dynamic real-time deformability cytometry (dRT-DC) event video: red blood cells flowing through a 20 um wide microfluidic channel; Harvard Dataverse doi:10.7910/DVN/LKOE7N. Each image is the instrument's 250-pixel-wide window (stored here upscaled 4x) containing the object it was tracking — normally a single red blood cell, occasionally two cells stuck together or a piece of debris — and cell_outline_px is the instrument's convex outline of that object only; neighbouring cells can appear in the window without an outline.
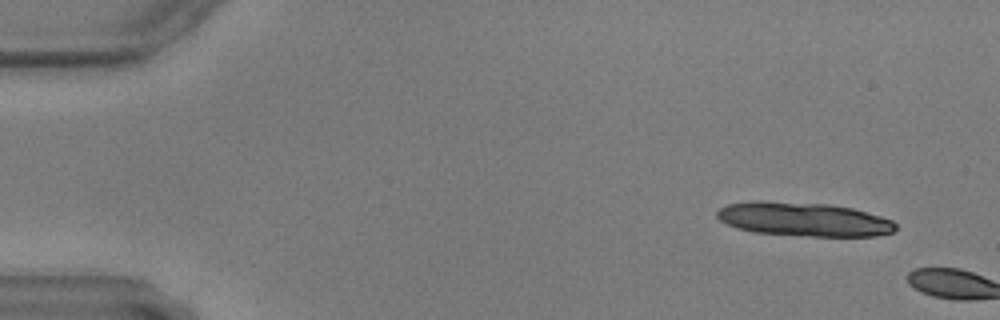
{"species": "common noctule bat (a hibernating species)", "species_latin": "Nyctalus noctula", "temperature_condition": "warm", "stored_images_in_passage": 6, "camera_frame_rate_fps": 3000, "um_per_image_px": 0.085, "animal": {"sex": "male", "body_mass_g": 17.9, "forearm_length_mm": 54.2}, "frame": {"image": 1, "passage_image": 4, "time_ms": 1.0, "image_size_px": [1000, 320], "cell_outline_px": [[896, 228], [892, 232], [876, 236], [808, 236], [752, 232], [736, 228], [720, 220], [716, 216], [716, 212], [720, 208], [728, 204], [752, 200], [760, 200], [828, 204], [852, 208], [880, 216], [892, 220], [896, 224]], "centroid_in_image_um": [68.28, 18.63], "position_along_channel_um": 16.7, "area_um2": 35.37}}